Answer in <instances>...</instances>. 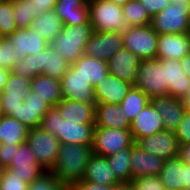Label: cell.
Masks as SVG:
<instances>
[{
  "label": "cell",
  "mask_w": 190,
  "mask_h": 190,
  "mask_svg": "<svg viewBox=\"0 0 190 190\" xmlns=\"http://www.w3.org/2000/svg\"><path fill=\"white\" fill-rule=\"evenodd\" d=\"M69 66L70 64L62 57L61 53L48 45L37 54L27 55L14 64L12 72L28 79L43 74L60 80Z\"/></svg>",
  "instance_id": "1"
},
{
  "label": "cell",
  "mask_w": 190,
  "mask_h": 190,
  "mask_svg": "<svg viewBox=\"0 0 190 190\" xmlns=\"http://www.w3.org/2000/svg\"><path fill=\"white\" fill-rule=\"evenodd\" d=\"M91 154V146L61 143L56 163L49 172L67 188L82 180Z\"/></svg>",
  "instance_id": "2"
},
{
  "label": "cell",
  "mask_w": 190,
  "mask_h": 190,
  "mask_svg": "<svg viewBox=\"0 0 190 190\" xmlns=\"http://www.w3.org/2000/svg\"><path fill=\"white\" fill-rule=\"evenodd\" d=\"M40 126L60 143L92 146L95 125L65 121L56 107L48 110Z\"/></svg>",
  "instance_id": "3"
},
{
  "label": "cell",
  "mask_w": 190,
  "mask_h": 190,
  "mask_svg": "<svg viewBox=\"0 0 190 190\" xmlns=\"http://www.w3.org/2000/svg\"><path fill=\"white\" fill-rule=\"evenodd\" d=\"M92 33L93 29L90 23L75 26L63 25V29L48 45L59 51L71 65L84 55L85 47Z\"/></svg>",
  "instance_id": "4"
},
{
  "label": "cell",
  "mask_w": 190,
  "mask_h": 190,
  "mask_svg": "<svg viewBox=\"0 0 190 190\" xmlns=\"http://www.w3.org/2000/svg\"><path fill=\"white\" fill-rule=\"evenodd\" d=\"M189 11L190 0H170L151 18V26L158 34L185 33L190 29Z\"/></svg>",
  "instance_id": "5"
},
{
  "label": "cell",
  "mask_w": 190,
  "mask_h": 190,
  "mask_svg": "<svg viewBox=\"0 0 190 190\" xmlns=\"http://www.w3.org/2000/svg\"><path fill=\"white\" fill-rule=\"evenodd\" d=\"M89 21L93 31L122 32L126 27L122 6L109 0H89Z\"/></svg>",
  "instance_id": "6"
},
{
  "label": "cell",
  "mask_w": 190,
  "mask_h": 190,
  "mask_svg": "<svg viewBox=\"0 0 190 190\" xmlns=\"http://www.w3.org/2000/svg\"><path fill=\"white\" fill-rule=\"evenodd\" d=\"M134 87L145 93L150 99L168 94L167 82H165V67L158 59L141 60L137 70Z\"/></svg>",
  "instance_id": "7"
},
{
  "label": "cell",
  "mask_w": 190,
  "mask_h": 190,
  "mask_svg": "<svg viewBox=\"0 0 190 190\" xmlns=\"http://www.w3.org/2000/svg\"><path fill=\"white\" fill-rule=\"evenodd\" d=\"M123 46L141 60L155 59L158 33L151 24L126 27L123 31Z\"/></svg>",
  "instance_id": "8"
},
{
  "label": "cell",
  "mask_w": 190,
  "mask_h": 190,
  "mask_svg": "<svg viewBox=\"0 0 190 190\" xmlns=\"http://www.w3.org/2000/svg\"><path fill=\"white\" fill-rule=\"evenodd\" d=\"M26 143L34 153L37 162L49 172L59 154L61 143L58 138L38 126L28 130Z\"/></svg>",
  "instance_id": "9"
},
{
  "label": "cell",
  "mask_w": 190,
  "mask_h": 190,
  "mask_svg": "<svg viewBox=\"0 0 190 190\" xmlns=\"http://www.w3.org/2000/svg\"><path fill=\"white\" fill-rule=\"evenodd\" d=\"M134 143L130 129L95 127L91 148L92 153L108 157Z\"/></svg>",
  "instance_id": "10"
},
{
  "label": "cell",
  "mask_w": 190,
  "mask_h": 190,
  "mask_svg": "<svg viewBox=\"0 0 190 190\" xmlns=\"http://www.w3.org/2000/svg\"><path fill=\"white\" fill-rule=\"evenodd\" d=\"M8 168L28 184L40 179L48 172L37 162L34 153L26 142L14 145L13 159Z\"/></svg>",
  "instance_id": "11"
},
{
  "label": "cell",
  "mask_w": 190,
  "mask_h": 190,
  "mask_svg": "<svg viewBox=\"0 0 190 190\" xmlns=\"http://www.w3.org/2000/svg\"><path fill=\"white\" fill-rule=\"evenodd\" d=\"M123 47L122 32L93 31L85 47L84 55L108 62Z\"/></svg>",
  "instance_id": "12"
},
{
  "label": "cell",
  "mask_w": 190,
  "mask_h": 190,
  "mask_svg": "<svg viewBox=\"0 0 190 190\" xmlns=\"http://www.w3.org/2000/svg\"><path fill=\"white\" fill-rule=\"evenodd\" d=\"M135 144L145 152L154 154L163 160L178 157L179 144L174 131L164 130L142 137Z\"/></svg>",
  "instance_id": "13"
},
{
  "label": "cell",
  "mask_w": 190,
  "mask_h": 190,
  "mask_svg": "<svg viewBox=\"0 0 190 190\" xmlns=\"http://www.w3.org/2000/svg\"><path fill=\"white\" fill-rule=\"evenodd\" d=\"M60 82L63 99L96 104L94 87L71 65Z\"/></svg>",
  "instance_id": "14"
},
{
  "label": "cell",
  "mask_w": 190,
  "mask_h": 190,
  "mask_svg": "<svg viewBox=\"0 0 190 190\" xmlns=\"http://www.w3.org/2000/svg\"><path fill=\"white\" fill-rule=\"evenodd\" d=\"M50 108L51 106L46 101L36 97L34 92H30L24 102L10 116L30 129L41 125Z\"/></svg>",
  "instance_id": "15"
},
{
  "label": "cell",
  "mask_w": 190,
  "mask_h": 190,
  "mask_svg": "<svg viewBox=\"0 0 190 190\" xmlns=\"http://www.w3.org/2000/svg\"><path fill=\"white\" fill-rule=\"evenodd\" d=\"M155 110L161 115L164 130L174 131L179 127L185 110L181 99L171 95H160L150 99Z\"/></svg>",
  "instance_id": "16"
},
{
  "label": "cell",
  "mask_w": 190,
  "mask_h": 190,
  "mask_svg": "<svg viewBox=\"0 0 190 190\" xmlns=\"http://www.w3.org/2000/svg\"><path fill=\"white\" fill-rule=\"evenodd\" d=\"M190 53V42L187 32L158 34L156 59L181 60Z\"/></svg>",
  "instance_id": "17"
},
{
  "label": "cell",
  "mask_w": 190,
  "mask_h": 190,
  "mask_svg": "<svg viewBox=\"0 0 190 190\" xmlns=\"http://www.w3.org/2000/svg\"><path fill=\"white\" fill-rule=\"evenodd\" d=\"M140 62L138 56L123 47L109 59L107 65L110 74L134 85Z\"/></svg>",
  "instance_id": "18"
},
{
  "label": "cell",
  "mask_w": 190,
  "mask_h": 190,
  "mask_svg": "<svg viewBox=\"0 0 190 190\" xmlns=\"http://www.w3.org/2000/svg\"><path fill=\"white\" fill-rule=\"evenodd\" d=\"M132 86L109 73L94 86L95 101L96 103L120 104Z\"/></svg>",
  "instance_id": "19"
},
{
  "label": "cell",
  "mask_w": 190,
  "mask_h": 190,
  "mask_svg": "<svg viewBox=\"0 0 190 190\" xmlns=\"http://www.w3.org/2000/svg\"><path fill=\"white\" fill-rule=\"evenodd\" d=\"M130 131L136 142L138 139L164 131L161 115L151 102L147 104L131 122Z\"/></svg>",
  "instance_id": "20"
},
{
  "label": "cell",
  "mask_w": 190,
  "mask_h": 190,
  "mask_svg": "<svg viewBox=\"0 0 190 190\" xmlns=\"http://www.w3.org/2000/svg\"><path fill=\"white\" fill-rule=\"evenodd\" d=\"M130 158L133 179L151 175L158 176L165 161L154 154L145 152L135 143L132 145Z\"/></svg>",
  "instance_id": "21"
},
{
  "label": "cell",
  "mask_w": 190,
  "mask_h": 190,
  "mask_svg": "<svg viewBox=\"0 0 190 190\" xmlns=\"http://www.w3.org/2000/svg\"><path fill=\"white\" fill-rule=\"evenodd\" d=\"M161 61L165 67L168 95L181 99L190 93V78L183 73L180 60L163 59Z\"/></svg>",
  "instance_id": "22"
},
{
  "label": "cell",
  "mask_w": 190,
  "mask_h": 190,
  "mask_svg": "<svg viewBox=\"0 0 190 190\" xmlns=\"http://www.w3.org/2000/svg\"><path fill=\"white\" fill-rule=\"evenodd\" d=\"M95 127L130 129L131 122L120 104L96 103Z\"/></svg>",
  "instance_id": "23"
},
{
  "label": "cell",
  "mask_w": 190,
  "mask_h": 190,
  "mask_svg": "<svg viewBox=\"0 0 190 190\" xmlns=\"http://www.w3.org/2000/svg\"><path fill=\"white\" fill-rule=\"evenodd\" d=\"M84 181L114 186L121 183L112 173L107 157L92 153L86 165Z\"/></svg>",
  "instance_id": "24"
},
{
  "label": "cell",
  "mask_w": 190,
  "mask_h": 190,
  "mask_svg": "<svg viewBox=\"0 0 190 190\" xmlns=\"http://www.w3.org/2000/svg\"><path fill=\"white\" fill-rule=\"evenodd\" d=\"M65 121L81 124H95L96 104L62 99L55 106Z\"/></svg>",
  "instance_id": "25"
},
{
  "label": "cell",
  "mask_w": 190,
  "mask_h": 190,
  "mask_svg": "<svg viewBox=\"0 0 190 190\" xmlns=\"http://www.w3.org/2000/svg\"><path fill=\"white\" fill-rule=\"evenodd\" d=\"M38 33L35 28H20L7 37L14 49L18 53H23L24 57H26L30 54H37L49 44Z\"/></svg>",
  "instance_id": "26"
},
{
  "label": "cell",
  "mask_w": 190,
  "mask_h": 190,
  "mask_svg": "<svg viewBox=\"0 0 190 190\" xmlns=\"http://www.w3.org/2000/svg\"><path fill=\"white\" fill-rule=\"evenodd\" d=\"M64 25L90 23L89 6L81 0H57L53 9Z\"/></svg>",
  "instance_id": "27"
},
{
  "label": "cell",
  "mask_w": 190,
  "mask_h": 190,
  "mask_svg": "<svg viewBox=\"0 0 190 190\" xmlns=\"http://www.w3.org/2000/svg\"><path fill=\"white\" fill-rule=\"evenodd\" d=\"M187 164L178 157L164 161L158 177L166 190H185Z\"/></svg>",
  "instance_id": "28"
},
{
  "label": "cell",
  "mask_w": 190,
  "mask_h": 190,
  "mask_svg": "<svg viewBox=\"0 0 190 190\" xmlns=\"http://www.w3.org/2000/svg\"><path fill=\"white\" fill-rule=\"evenodd\" d=\"M30 91L34 92L36 97L46 101L51 107H55L63 99L60 80L43 74L31 79Z\"/></svg>",
  "instance_id": "29"
},
{
  "label": "cell",
  "mask_w": 190,
  "mask_h": 190,
  "mask_svg": "<svg viewBox=\"0 0 190 190\" xmlns=\"http://www.w3.org/2000/svg\"><path fill=\"white\" fill-rule=\"evenodd\" d=\"M71 66L94 87L109 74L107 62L91 56L82 55Z\"/></svg>",
  "instance_id": "30"
},
{
  "label": "cell",
  "mask_w": 190,
  "mask_h": 190,
  "mask_svg": "<svg viewBox=\"0 0 190 190\" xmlns=\"http://www.w3.org/2000/svg\"><path fill=\"white\" fill-rule=\"evenodd\" d=\"M28 130L15 118L0 114V144H22L26 142Z\"/></svg>",
  "instance_id": "31"
},
{
  "label": "cell",
  "mask_w": 190,
  "mask_h": 190,
  "mask_svg": "<svg viewBox=\"0 0 190 190\" xmlns=\"http://www.w3.org/2000/svg\"><path fill=\"white\" fill-rule=\"evenodd\" d=\"M62 19L52 9L31 21L29 28H35L39 35L50 43L63 29Z\"/></svg>",
  "instance_id": "32"
},
{
  "label": "cell",
  "mask_w": 190,
  "mask_h": 190,
  "mask_svg": "<svg viewBox=\"0 0 190 190\" xmlns=\"http://www.w3.org/2000/svg\"><path fill=\"white\" fill-rule=\"evenodd\" d=\"M131 151L132 145L107 157L112 173L120 182H131L133 180L130 165Z\"/></svg>",
  "instance_id": "33"
},
{
  "label": "cell",
  "mask_w": 190,
  "mask_h": 190,
  "mask_svg": "<svg viewBox=\"0 0 190 190\" xmlns=\"http://www.w3.org/2000/svg\"><path fill=\"white\" fill-rule=\"evenodd\" d=\"M150 103V98L138 88L132 86L121 101L124 114L132 122L138 113Z\"/></svg>",
  "instance_id": "34"
},
{
  "label": "cell",
  "mask_w": 190,
  "mask_h": 190,
  "mask_svg": "<svg viewBox=\"0 0 190 190\" xmlns=\"http://www.w3.org/2000/svg\"><path fill=\"white\" fill-rule=\"evenodd\" d=\"M124 19L128 27L151 24V17L139 0H130L122 6Z\"/></svg>",
  "instance_id": "35"
},
{
  "label": "cell",
  "mask_w": 190,
  "mask_h": 190,
  "mask_svg": "<svg viewBox=\"0 0 190 190\" xmlns=\"http://www.w3.org/2000/svg\"><path fill=\"white\" fill-rule=\"evenodd\" d=\"M24 58L23 53H18L8 37H0V67L12 71L14 64Z\"/></svg>",
  "instance_id": "36"
},
{
  "label": "cell",
  "mask_w": 190,
  "mask_h": 190,
  "mask_svg": "<svg viewBox=\"0 0 190 190\" xmlns=\"http://www.w3.org/2000/svg\"><path fill=\"white\" fill-rule=\"evenodd\" d=\"M13 13V2L7 0L0 1V37H7L14 33L16 27Z\"/></svg>",
  "instance_id": "37"
},
{
  "label": "cell",
  "mask_w": 190,
  "mask_h": 190,
  "mask_svg": "<svg viewBox=\"0 0 190 190\" xmlns=\"http://www.w3.org/2000/svg\"><path fill=\"white\" fill-rule=\"evenodd\" d=\"M13 13L16 27L28 28L34 19L30 0H18L13 2Z\"/></svg>",
  "instance_id": "38"
},
{
  "label": "cell",
  "mask_w": 190,
  "mask_h": 190,
  "mask_svg": "<svg viewBox=\"0 0 190 190\" xmlns=\"http://www.w3.org/2000/svg\"><path fill=\"white\" fill-rule=\"evenodd\" d=\"M31 79L24 78L10 72L4 89L2 92H8V95H24L30 94Z\"/></svg>",
  "instance_id": "39"
},
{
  "label": "cell",
  "mask_w": 190,
  "mask_h": 190,
  "mask_svg": "<svg viewBox=\"0 0 190 190\" xmlns=\"http://www.w3.org/2000/svg\"><path fill=\"white\" fill-rule=\"evenodd\" d=\"M28 183L16 176L9 168L2 173L0 190H28Z\"/></svg>",
  "instance_id": "40"
},
{
  "label": "cell",
  "mask_w": 190,
  "mask_h": 190,
  "mask_svg": "<svg viewBox=\"0 0 190 190\" xmlns=\"http://www.w3.org/2000/svg\"><path fill=\"white\" fill-rule=\"evenodd\" d=\"M28 190H66V188L50 173H45L40 179L28 185Z\"/></svg>",
  "instance_id": "41"
},
{
  "label": "cell",
  "mask_w": 190,
  "mask_h": 190,
  "mask_svg": "<svg viewBox=\"0 0 190 190\" xmlns=\"http://www.w3.org/2000/svg\"><path fill=\"white\" fill-rule=\"evenodd\" d=\"M25 98L24 95H8V92H1L0 114L10 116L24 102Z\"/></svg>",
  "instance_id": "42"
},
{
  "label": "cell",
  "mask_w": 190,
  "mask_h": 190,
  "mask_svg": "<svg viewBox=\"0 0 190 190\" xmlns=\"http://www.w3.org/2000/svg\"><path fill=\"white\" fill-rule=\"evenodd\" d=\"M131 182L135 190H166L158 176L139 177Z\"/></svg>",
  "instance_id": "43"
},
{
  "label": "cell",
  "mask_w": 190,
  "mask_h": 190,
  "mask_svg": "<svg viewBox=\"0 0 190 190\" xmlns=\"http://www.w3.org/2000/svg\"><path fill=\"white\" fill-rule=\"evenodd\" d=\"M175 135L179 145L190 143V113L185 112V115L175 130Z\"/></svg>",
  "instance_id": "44"
},
{
  "label": "cell",
  "mask_w": 190,
  "mask_h": 190,
  "mask_svg": "<svg viewBox=\"0 0 190 190\" xmlns=\"http://www.w3.org/2000/svg\"><path fill=\"white\" fill-rule=\"evenodd\" d=\"M32 7L33 18L44 14L47 11L54 9L57 0H30Z\"/></svg>",
  "instance_id": "45"
},
{
  "label": "cell",
  "mask_w": 190,
  "mask_h": 190,
  "mask_svg": "<svg viewBox=\"0 0 190 190\" xmlns=\"http://www.w3.org/2000/svg\"><path fill=\"white\" fill-rule=\"evenodd\" d=\"M139 2L152 18L155 14L162 11L170 3V0H139Z\"/></svg>",
  "instance_id": "46"
},
{
  "label": "cell",
  "mask_w": 190,
  "mask_h": 190,
  "mask_svg": "<svg viewBox=\"0 0 190 190\" xmlns=\"http://www.w3.org/2000/svg\"><path fill=\"white\" fill-rule=\"evenodd\" d=\"M112 188L113 186L99 185L82 179L69 185L66 190H112Z\"/></svg>",
  "instance_id": "47"
},
{
  "label": "cell",
  "mask_w": 190,
  "mask_h": 190,
  "mask_svg": "<svg viewBox=\"0 0 190 190\" xmlns=\"http://www.w3.org/2000/svg\"><path fill=\"white\" fill-rule=\"evenodd\" d=\"M14 155V145L0 144V166L8 168L12 162Z\"/></svg>",
  "instance_id": "48"
},
{
  "label": "cell",
  "mask_w": 190,
  "mask_h": 190,
  "mask_svg": "<svg viewBox=\"0 0 190 190\" xmlns=\"http://www.w3.org/2000/svg\"><path fill=\"white\" fill-rule=\"evenodd\" d=\"M178 158L188 165H190V143L179 145Z\"/></svg>",
  "instance_id": "49"
},
{
  "label": "cell",
  "mask_w": 190,
  "mask_h": 190,
  "mask_svg": "<svg viewBox=\"0 0 190 190\" xmlns=\"http://www.w3.org/2000/svg\"><path fill=\"white\" fill-rule=\"evenodd\" d=\"M183 73L190 78V53L185 55L181 60Z\"/></svg>",
  "instance_id": "50"
},
{
  "label": "cell",
  "mask_w": 190,
  "mask_h": 190,
  "mask_svg": "<svg viewBox=\"0 0 190 190\" xmlns=\"http://www.w3.org/2000/svg\"><path fill=\"white\" fill-rule=\"evenodd\" d=\"M11 71L0 67V93L3 91L7 78Z\"/></svg>",
  "instance_id": "51"
},
{
  "label": "cell",
  "mask_w": 190,
  "mask_h": 190,
  "mask_svg": "<svg viewBox=\"0 0 190 190\" xmlns=\"http://www.w3.org/2000/svg\"><path fill=\"white\" fill-rule=\"evenodd\" d=\"M112 190H135L132 185V182H121L117 185H114Z\"/></svg>",
  "instance_id": "52"
},
{
  "label": "cell",
  "mask_w": 190,
  "mask_h": 190,
  "mask_svg": "<svg viewBox=\"0 0 190 190\" xmlns=\"http://www.w3.org/2000/svg\"><path fill=\"white\" fill-rule=\"evenodd\" d=\"M181 102L183 104L184 110L190 113V93L181 98Z\"/></svg>",
  "instance_id": "53"
},
{
  "label": "cell",
  "mask_w": 190,
  "mask_h": 190,
  "mask_svg": "<svg viewBox=\"0 0 190 190\" xmlns=\"http://www.w3.org/2000/svg\"><path fill=\"white\" fill-rule=\"evenodd\" d=\"M185 190H190V165L187 164Z\"/></svg>",
  "instance_id": "54"
},
{
  "label": "cell",
  "mask_w": 190,
  "mask_h": 190,
  "mask_svg": "<svg viewBox=\"0 0 190 190\" xmlns=\"http://www.w3.org/2000/svg\"><path fill=\"white\" fill-rule=\"evenodd\" d=\"M109 1H112L113 3H115L117 5L123 6L130 0H109Z\"/></svg>",
  "instance_id": "55"
},
{
  "label": "cell",
  "mask_w": 190,
  "mask_h": 190,
  "mask_svg": "<svg viewBox=\"0 0 190 190\" xmlns=\"http://www.w3.org/2000/svg\"><path fill=\"white\" fill-rule=\"evenodd\" d=\"M3 171H4V168H2V167L0 166V182H1V178H2V173H3Z\"/></svg>",
  "instance_id": "56"
},
{
  "label": "cell",
  "mask_w": 190,
  "mask_h": 190,
  "mask_svg": "<svg viewBox=\"0 0 190 190\" xmlns=\"http://www.w3.org/2000/svg\"><path fill=\"white\" fill-rule=\"evenodd\" d=\"M189 42H190V29L187 31Z\"/></svg>",
  "instance_id": "57"
},
{
  "label": "cell",
  "mask_w": 190,
  "mask_h": 190,
  "mask_svg": "<svg viewBox=\"0 0 190 190\" xmlns=\"http://www.w3.org/2000/svg\"><path fill=\"white\" fill-rule=\"evenodd\" d=\"M83 3H87L89 0H81Z\"/></svg>",
  "instance_id": "58"
}]
</instances>
